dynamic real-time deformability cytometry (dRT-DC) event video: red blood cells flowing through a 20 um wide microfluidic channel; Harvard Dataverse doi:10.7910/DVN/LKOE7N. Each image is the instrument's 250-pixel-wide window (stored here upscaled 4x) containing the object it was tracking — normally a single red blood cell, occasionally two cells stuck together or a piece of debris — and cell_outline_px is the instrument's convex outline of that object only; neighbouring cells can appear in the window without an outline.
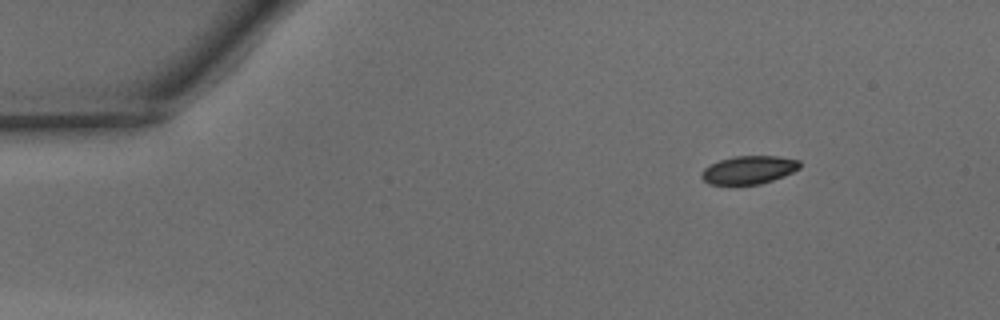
{"species": "common noctule bat (a hibernating species)", "species_latin": "Nyctalus noctula", "temperature_condition": "warm", "stored_images_in_passage": 8, "camera_frame_rate_fps": 3000, "um_per_image_px": 0.085, "animal": {"sex": "male", "body_mass_g": 15.6}, "frame": {"image": 1, "passage_image": 1, "time_ms": 0.0, "image_size_px": [1000, 320], "cell_outline_px": [[800, 168], [784, 176], [760, 184], [708, 184], [700, 176], [700, 172], [704, 168], [720, 160], [736, 156], [776, 156], [800, 160]], "centroid_in_image_um": [63.65, 14.44], "position_along_channel_um": 21.4, "area_um2": 16.01}}